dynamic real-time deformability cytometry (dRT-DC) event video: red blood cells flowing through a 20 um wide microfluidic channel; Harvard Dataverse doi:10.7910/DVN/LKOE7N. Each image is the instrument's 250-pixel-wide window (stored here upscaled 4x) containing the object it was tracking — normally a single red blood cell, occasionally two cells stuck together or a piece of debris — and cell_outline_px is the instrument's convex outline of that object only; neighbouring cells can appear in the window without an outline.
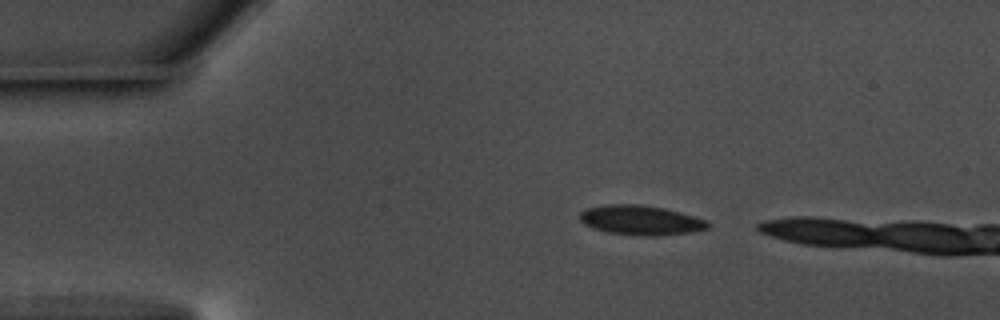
{"species": "common noctule bat (a hibernating species)", "species_latin": "Nyctalus noctula", "temperature_condition": "warm", "stored_images_in_passage": 39, "camera_frame_rate_fps": 3000, "um_per_image_px": 0.085, "animal": {"sex": "male", "body_mass_g": 17.5, "forearm_length_mm": 52.3}, "frame": {"image": 1, "passage_image": 1, "time_ms": 0.0, "image_size_px": [1000, 320], "cell_outline_px": [[712, 224], [708, 228], [692, 232], [656, 236], [640, 236], [608, 232], [592, 228], [584, 224], [580, 220], [580, 212], [588, 208], [608, 204], [640, 204], [664, 208], [680, 212], [708, 220]], "centroid_in_image_um": [54.49, 18.72], "position_along_channel_um": 30.5, "area_um2": 22.25}}
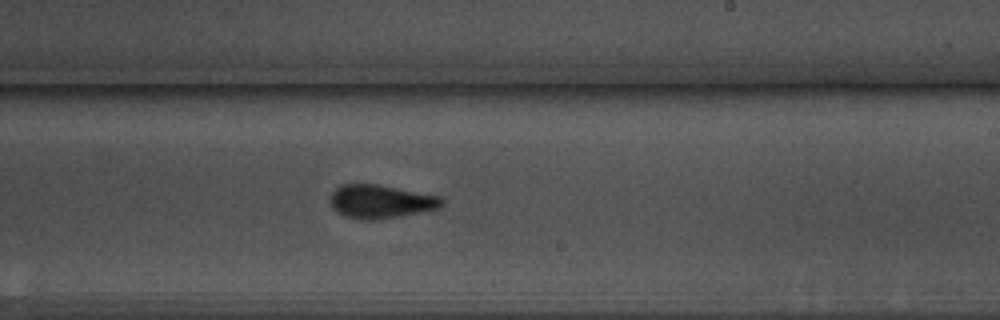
{"frame": {"image": 2, "passage_image": 24, "time_ms": 7.667, "image_size_px": [1000, 320], "cell_outline_px": [[444, 204], [440, 208], [376, 220], [360, 220], [344, 216], [336, 212], [332, 208], [328, 196], [340, 184], [376, 184], [440, 196], [444, 200]], "centroid_in_image_um": [32.31, 17.13], "position_along_channel_um": 256.7, "area_um2": 21.91}}
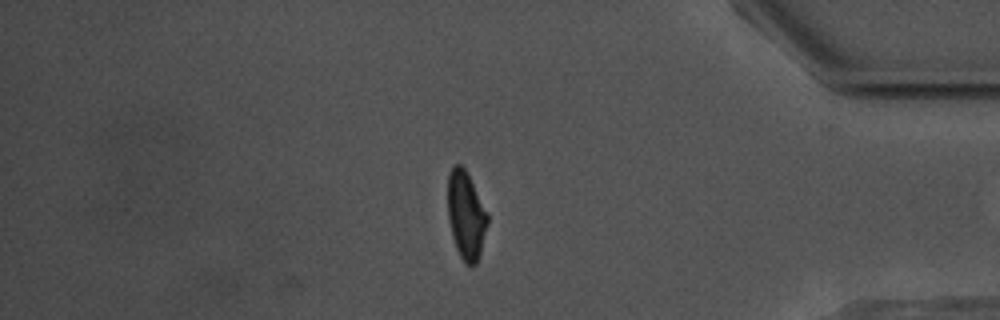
{"frame": {"image": 3, "passage_image": 38, "time_ms": 12.333, "image_size_px": [1000, 320], "cell_outline_px": [[488, 224], [480, 252], [476, 264], [472, 268], [464, 264], [456, 248], [452, 236], [448, 220], [448, 172], [452, 164], [460, 164], [464, 168], [488, 212]], "centroid_in_image_um": [39.6, 18.31], "position_along_channel_um": 395.6, "area_um2": 20.58}}